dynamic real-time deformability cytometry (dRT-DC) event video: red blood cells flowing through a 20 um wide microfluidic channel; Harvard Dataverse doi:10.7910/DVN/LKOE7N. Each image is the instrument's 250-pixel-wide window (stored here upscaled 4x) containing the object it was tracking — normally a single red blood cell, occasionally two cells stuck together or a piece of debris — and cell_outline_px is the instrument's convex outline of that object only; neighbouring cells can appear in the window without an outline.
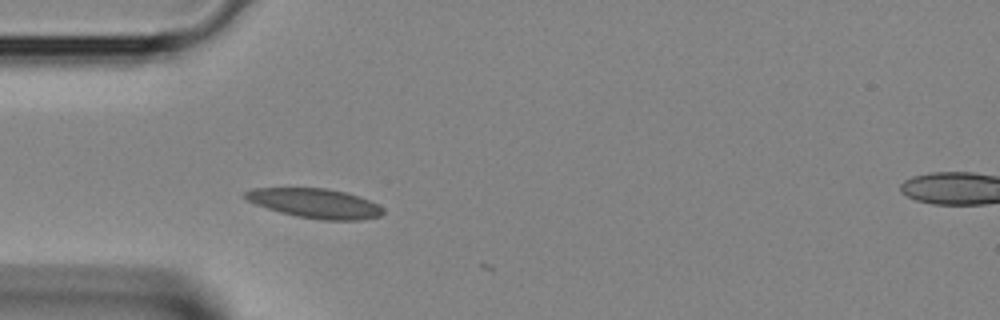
{"species": "Egyptian fruit bat (a non-hibernating species)", "species_latin": "Rousettus aegyptiacus", "temperature_condition": "room temperature", "stored_images_in_passage": 3, "camera_frame_rate_fps": 3000, "um_per_image_px": 0.085, "animal": {"sex": "female"}, "frame": {"image": 1, "passage_image": 2, "time_ms": 0.333, "image_size_px": [1000, 320], "cell_outline_px": [[384, 212], [380, 216], [364, 220], [324, 220], [296, 216], [280, 212], [256, 204], [248, 200], [244, 196], [244, 192], [252, 188], [328, 188], [360, 196], [384, 208]], "centroid_in_image_um": [26.81, 17.28], "position_along_channel_um": 58.2, "area_um2": 23.64}}